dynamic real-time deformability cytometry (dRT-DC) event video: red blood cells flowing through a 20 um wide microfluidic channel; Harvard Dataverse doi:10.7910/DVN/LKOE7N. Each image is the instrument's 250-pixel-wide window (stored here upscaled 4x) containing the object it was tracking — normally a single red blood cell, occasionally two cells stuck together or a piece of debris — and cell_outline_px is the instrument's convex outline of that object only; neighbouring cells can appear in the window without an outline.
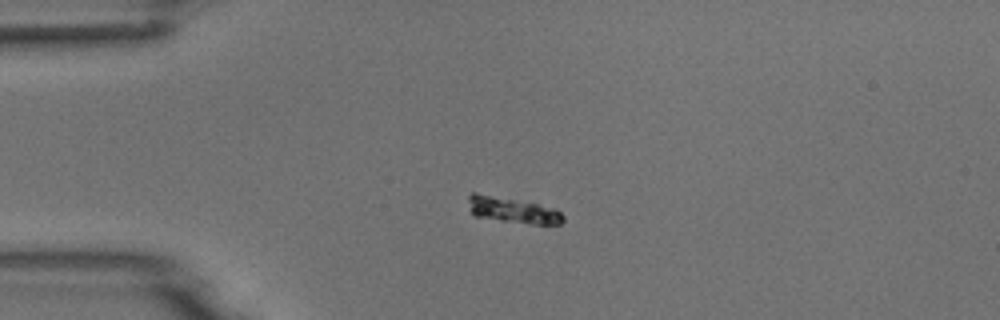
{"species": "common noctule bat (a hibernating species)", "species_latin": "Nyctalus noctula", "temperature_condition": "room temperature", "stored_images_in_passage": 6, "camera_frame_rate_fps": 3000, "um_per_image_px": 0.085, "animal": {"sex": "male", "body_mass_g": 18.8}, "frame": {"image": 1, "passage_image": 3, "time_ms": 3.0, "image_size_px": [1000, 320], "cell_outline_px": [[564, 220], [560, 224], [528, 224], [472, 216], [468, 200], [468, 196], [472, 192], [476, 192], [556, 208], [564, 216]], "centroid_in_image_um": [43.56, 17.87], "position_along_channel_um": 41.4, "area_um2": 14.22}}
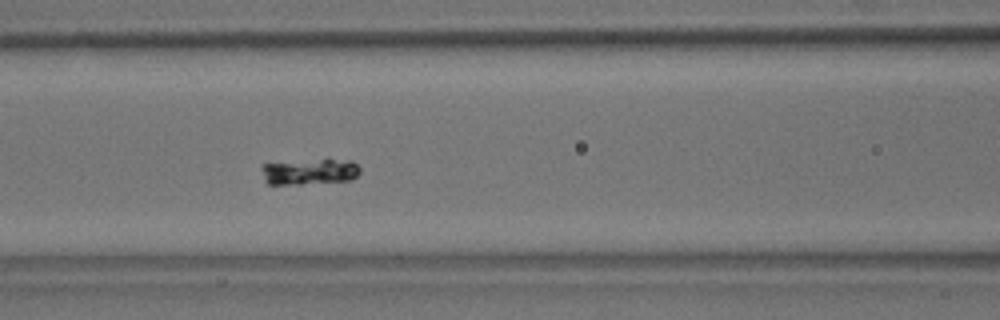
{"frame": {"image": 2, "passage_image": 6, "time_ms": 6.333, "image_size_px": [1000, 320], "cell_outline_px": [[360, 172], [352, 180], [300, 184], [268, 184], [264, 180], [260, 168], [264, 164], [328, 156], [352, 160], [360, 168]], "centroid_in_image_um": [26.36, 14.53], "position_along_channel_um": 140.2, "area_um2": 15.72}}